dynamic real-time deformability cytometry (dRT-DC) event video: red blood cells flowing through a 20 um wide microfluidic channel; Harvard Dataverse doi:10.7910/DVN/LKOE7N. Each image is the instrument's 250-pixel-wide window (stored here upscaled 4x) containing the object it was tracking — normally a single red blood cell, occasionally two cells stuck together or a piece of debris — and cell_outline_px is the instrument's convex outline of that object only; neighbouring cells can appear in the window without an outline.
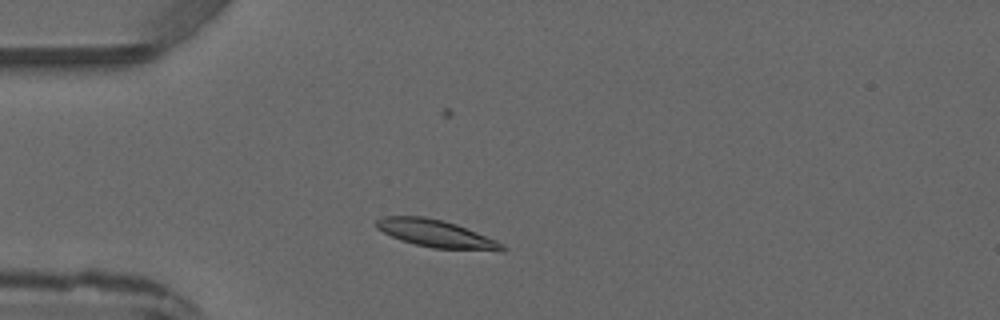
{"species": "common noctule bat (a hibernating species)", "species_latin": "Nyctalus noctula", "temperature_condition": "warm", "stored_images_in_passage": 4, "camera_frame_rate_fps": 3000, "um_per_image_px": 0.085, "animal": {"sex": "male", "forearm_length_mm": 52.5}, "frame": {"image": 1, "passage_image": 2, "time_ms": 1.333, "image_size_px": [1000, 320], "cell_outline_px": [[508, 248], [504, 252], [500, 252], [432, 248], [400, 240], [376, 228], [372, 224], [376, 220], [384, 216], [424, 216], [444, 220], [456, 224], [496, 240], [504, 244]], "centroid_in_image_um": [37.12, 19.88], "position_along_channel_um": 47.9, "area_um2": 20.52}}